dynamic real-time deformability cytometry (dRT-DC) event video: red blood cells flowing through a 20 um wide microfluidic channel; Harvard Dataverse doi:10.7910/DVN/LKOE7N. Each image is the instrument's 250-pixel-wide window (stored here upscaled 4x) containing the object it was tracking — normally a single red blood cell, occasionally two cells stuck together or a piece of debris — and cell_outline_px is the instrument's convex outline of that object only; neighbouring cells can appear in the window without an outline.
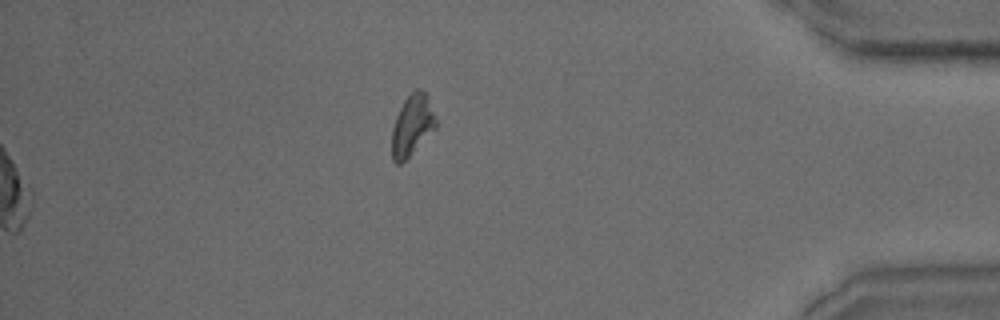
{"species": "common noctule bat (a hibernating species)", "species_latin": "Nyctalus noctula", "temperature_condition": "warm", "stored_images_in_passage": 31, "camera_frame_rate_fps": 3000, "um_per_image_px": 0.085, "animal": {"sex": "male", "body_mass_g": 15.6}, "frame": {"image": 1, "passage_image": 31, "time_ms": 10.0, "image_size_px": [1000, 320], "cell_outline_px": [[436, 128], [400, 164], [396, 164], [392, 160], [392, 128], [396, 116], [404, 100], [416, 88], [420, 88], [428, 96], [436, 120]], "centroid_in_image_um": [35.02, 10.63], "position_along_channel_um": 400.2, "area_um2": 15.37}}